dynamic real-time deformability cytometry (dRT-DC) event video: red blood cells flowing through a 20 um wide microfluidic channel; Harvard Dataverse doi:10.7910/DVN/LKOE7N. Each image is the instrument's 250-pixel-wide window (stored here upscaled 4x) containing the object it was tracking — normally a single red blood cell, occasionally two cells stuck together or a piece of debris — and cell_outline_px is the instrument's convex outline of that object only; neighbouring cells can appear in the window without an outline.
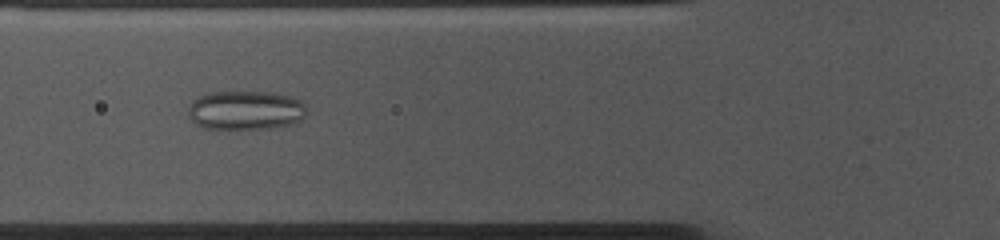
{"species": "common noctule bat (a hibernating species)", "species_latin": "Nyctalus noctula", "temperature_condition": "cold", "stored_images_in_passage": 53, "camera_frame_rate_fps": 3000, "um_per_image_px": 0.085, "animal": {"sex": "female", "body_mass_g": 10.0, "forearm_length_mm": 53.1}, "frame": {"image": 1, "passage_image": 18, "time_ms": 5.667, "image_size_px": [1000, 240], "cell_outline_px": [[308, 112], [300, 120], [292, 124], [272, 128], [204, 128], [196, 124], [188, 116], [188, 108], [200, 96], [208, 92], [272, 92], [292, 96], [300, 100], [308, 108]], "centroid_in_image_um": [20.93, 9.36], "position_along_channel_um": 104.9, "area_um2": 26.99}}
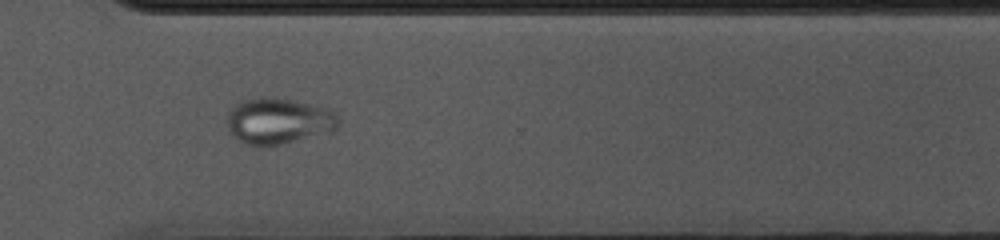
{"frame": {"image": 2, "passage_image": 38, "time_ms": 12.333, "image_size_px": [1000, 240], "cell_outline_px": [[340, 120], [336, 132], [280, 144], [244, 144], [236, 140], [232, 136], [228, 128], [228, 112], [232, 104], [240, 100], [260, 96], [272, 96], [292, 100], [324, 108], [336, 112]], "centroid_in_image_um": [23.67, 10.26], "position_along_channel_um": 346.9, "area_um2": 30.35}}
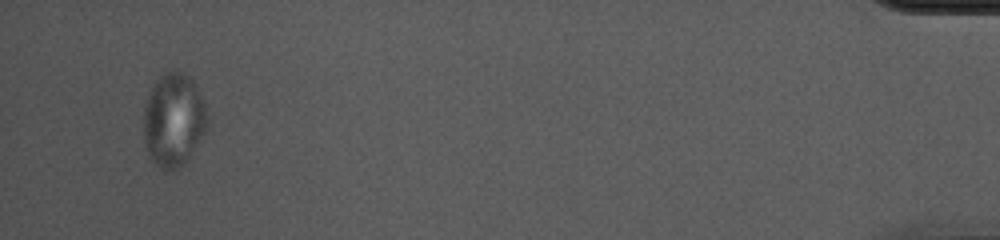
{"frame": {"image": 3, "passage_image": 51, "time_ms": 16.667, "image_size_px": [1000, 240], "cell_outline_px": [[204, 132], [188, 160], [184, 164], [176, 168], [160, 168], [152, 160], [144, 144], [144, 104], [152, 84], [164, 72], [172, 68], [176, 68], [188, 76], [192, 80], [204, 104]], "centroid_in_image_um": [14.69, 10.15], "position_along_channel_um": 420.5, "area_um2": 34.16}, "authors_computed_cell_mechanics": {"area_um2": 29.7092, "velocity_mm_per_s": 3.631, "shape_relaxation_time_tau1_ms": null, "shape_relaxation_time_tau2_ms": 3.9445, "deformation_change_tau1": null, "deformation_change_tau2": 0.0617}}